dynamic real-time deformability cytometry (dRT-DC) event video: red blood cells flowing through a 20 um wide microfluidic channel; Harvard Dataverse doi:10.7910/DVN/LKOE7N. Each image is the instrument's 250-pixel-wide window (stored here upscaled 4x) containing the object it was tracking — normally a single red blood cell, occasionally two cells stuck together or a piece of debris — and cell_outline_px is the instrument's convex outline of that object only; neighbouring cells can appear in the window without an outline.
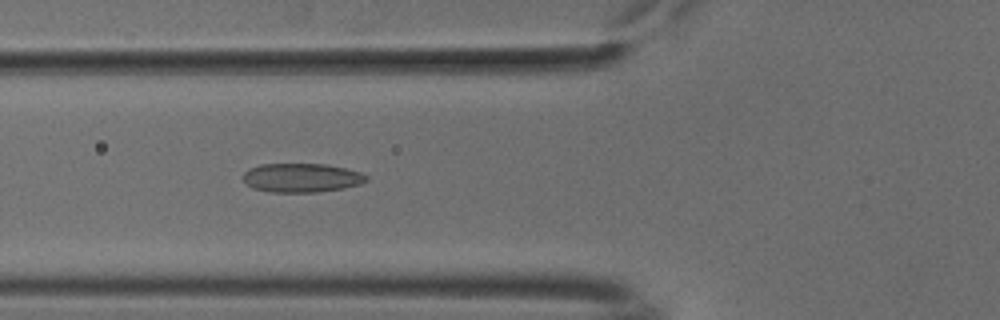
{"species": "common noctule bat (a hibernating species)", "species_latin": "Nyctalus noctula", "temperature_condition": "cold", "stored_images_in_passage": 53, "camera_frame_rate_fps": 3000, "um_per_image_px": 0.085, "animal": {"sex": "male", "body_mass_g": 18.8}, "frame": {"image": 1, "passage_image": 20, "time_ms": 6.333, "image_size_px": [1000, 320], "cell_outline_px": [[368, 180], [360, 184], [344, 188], [316, 192], [272, 192], [252, 188], [244, 180], [244, 172], [248, 168], [260, 164], [328, 164], [360, 172], [368, 176]], "centroid_in_image_um": [25.64, 15.1], "position_along_channel_um": 100.2, "area_um2": 20.81}}
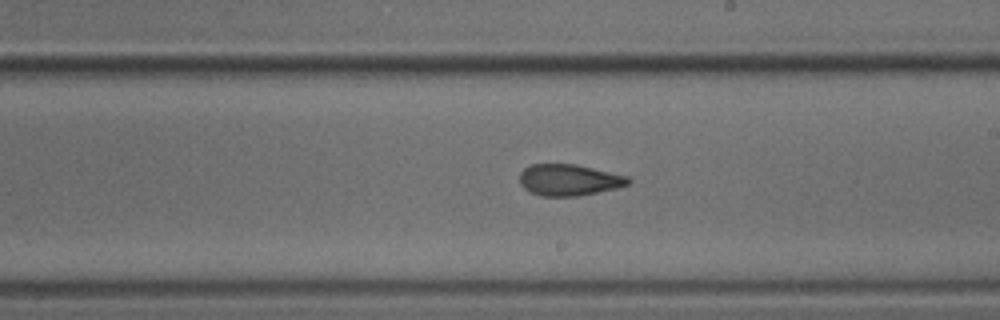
{"frame": {"image": 2, "passage_image": 31, "time_ms": 10.0, "image_size_px": [1000, 320], "cell_outline_px": [[632, 180], [628, 184], [616, 188], [580, 196], [540, 196], [524, 188], [520, 184], [520, 172], [524, 168], [532, 164], [576, 164], [628, 176]], "centroid_in_image_um": [48.37, 15.29], "position_along_channel_um": 240.6, "area_um2": 19.88}}
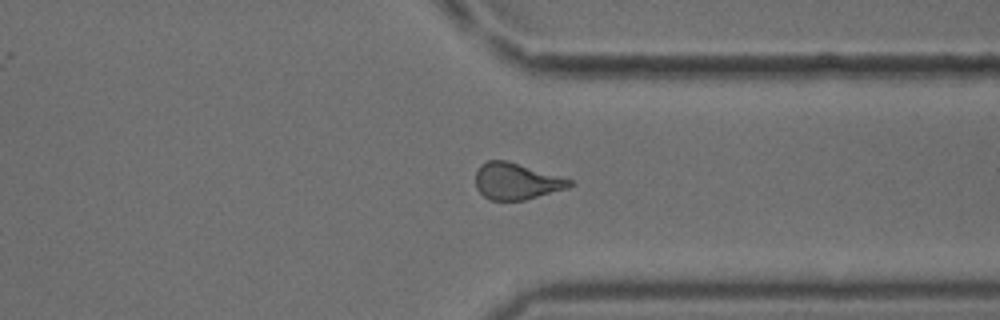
{"frame": {"image": 3, "passage_image": 41, "time_ms": 13.333, "image_size_px": [1000, 320], "cell_outline_px": [[572, 184], [568, 188], [524, 200], [488, 200], [476, 188], [476, 172], [480, 164], [488, 160], [508, 160], [572, 180]], "centroid_in_image_um": [43.86, 15.4], "position_along_channel_um": 367.5, "area_um2": 19.94}, "authors_computed_cell_mechanics": {"area_um2": 20.1722, "velocity_mm_per_s": 3.8117, "shape_relaxation_time_tau1_ms": null, "shape_relaxation_time_tau2_ms": 1.7628, "deformation_change_tau1": null, "deformation_change_tau2": 0.0728}}